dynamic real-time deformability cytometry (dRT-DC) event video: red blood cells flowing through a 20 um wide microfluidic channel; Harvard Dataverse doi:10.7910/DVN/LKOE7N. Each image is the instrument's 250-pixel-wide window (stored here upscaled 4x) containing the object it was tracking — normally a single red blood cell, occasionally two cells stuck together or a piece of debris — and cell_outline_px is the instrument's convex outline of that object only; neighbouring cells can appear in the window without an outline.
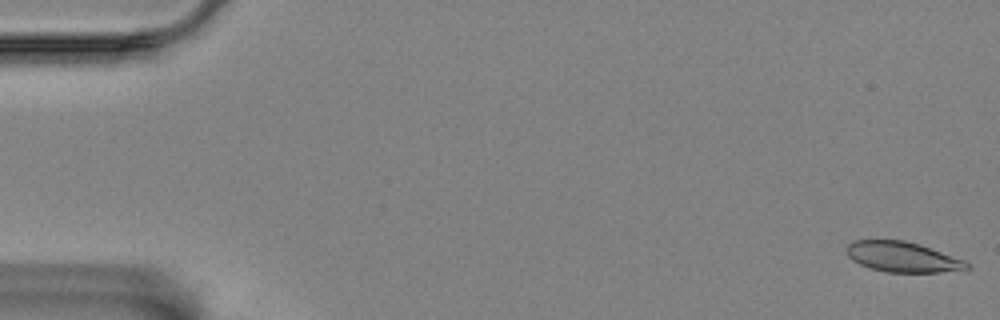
{"species": "Egyptian fruit bat (a non-hibernating species)", "species_latin": "Rousettus aegyptiacus", "temperature_condition": "room temperature", "stored_images_in_passage": 57, "camera_frame_rate_fps": 3000, "um_per_image_px": 0.085, "animal": {"sex": "female"}, "frame": {"image": 1, "passage_image": 1, "time_ms": 0.0, "image_size_px": [1000, 320], "cell_outline_px": [[972, 268], [964, 272], [888, 272], [872, 268], [860, 264], [852, 260], [844, 252], [844, 248], [852, 240], [904, 240], [920, 244], [964, 260]], "centroid_in_image_um": [76.74, 21.84], "position_along_channel_um": 8.3, "area_um2": 21.56}}
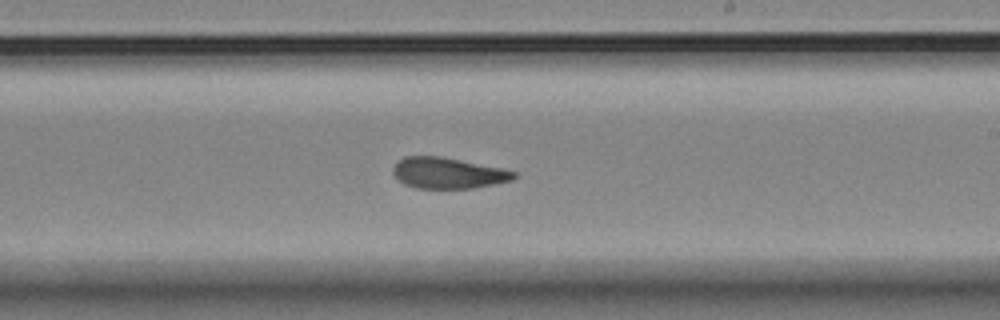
{"frame": {"image": 2, "passage_image": 34, "time_ms": 11.0, "image_size_px": [1000, 320], "cell_outline_px": [[520, 176], [512, 180], [496, 184], [472, 188], [416, 188], [404, 184], [396, 180], [392, 172], [392, 168], [404, 156], [440, 156], [500, 168], [516, 172]], "centroid_in_image_um": [38.07, 14.72], "position_along_channel_um": 250.9, "area_um2": 21.85}}
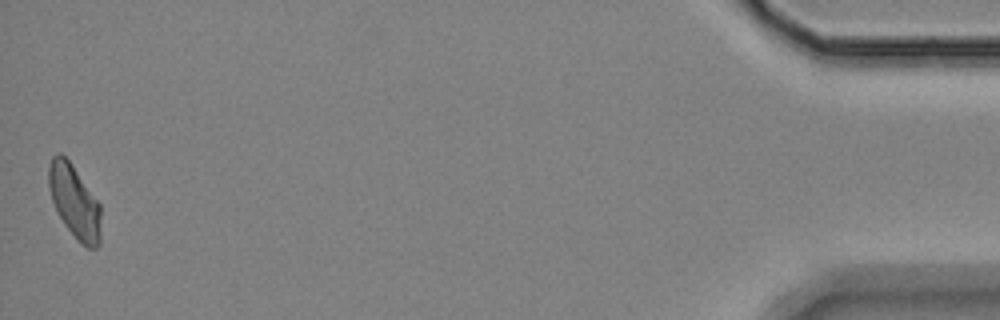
{"frame": {"image": 3, "passage_image": 57, "time_ms": 18.667, "image_size_px": [1000, 320], "cell_outline_px": [[100, 244], [96, 248], [88, 248], [80, 244], [76, 240], [64, 224], [52, 200], [48, 188], [48, 164], [52, 156], [56, 152], [60, 152], [72, 164], [100, 204]], "centroid_in_image_um": [6.32, 17.13], "position_along_channel_um": 428.9, "area_um2": 22.37}, "authors_computed_cell_mechanics": {"area_um2": 22.5998, "velocity_mm_per_s": 3.4738, "shape_relaxation_time_tau1_ms": null, "shape_relaxation_time_tau2_ms": 2.2918, "deformation_change_tau1": null, "deformation_change_tau2": 0.081}}